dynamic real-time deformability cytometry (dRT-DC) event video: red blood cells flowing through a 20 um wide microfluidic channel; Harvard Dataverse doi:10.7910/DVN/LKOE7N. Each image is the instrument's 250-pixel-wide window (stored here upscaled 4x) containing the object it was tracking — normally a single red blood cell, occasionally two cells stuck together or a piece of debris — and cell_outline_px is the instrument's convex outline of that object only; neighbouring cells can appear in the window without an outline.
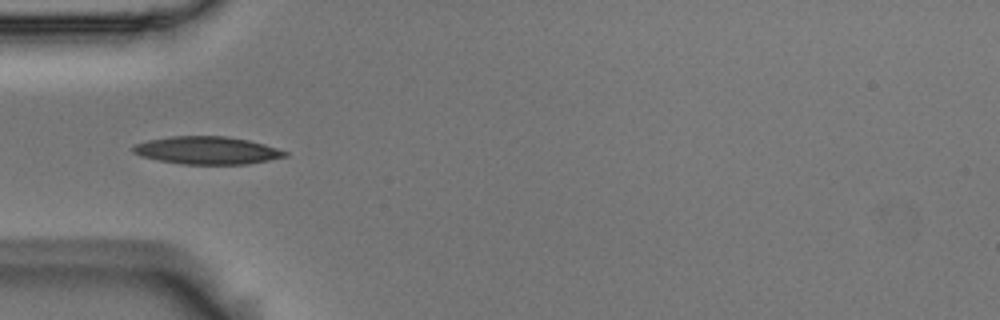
{"species": "Egyptian fruit bat (a non-hibernating species)", "species_latin": "Rousettus aegyptiacus", "temperature_condition": "room temperature", "stored_images_in_passage": 8, "camera_frame_rate_fps": 3000, "um_per_image_px": 0.085, "animal": {"sex": "male"}, "frame": {"image": 1, "passage_image": 2, "time_ms": 0.333, "image_size_px": [1000, 320], "cell_outline_px": [[288, 156], [248, 164], [180, 164], [140, 156], [132, 152], [132, 148], [136, 144], [148, 140], [172, 136], [224, 136], [248, 140], [264, 144], [288, 152]], "centroid_in_image_um": [17.6, 12.78], "position_along_channel_um": 67.4, "area_um2": 24.39}}
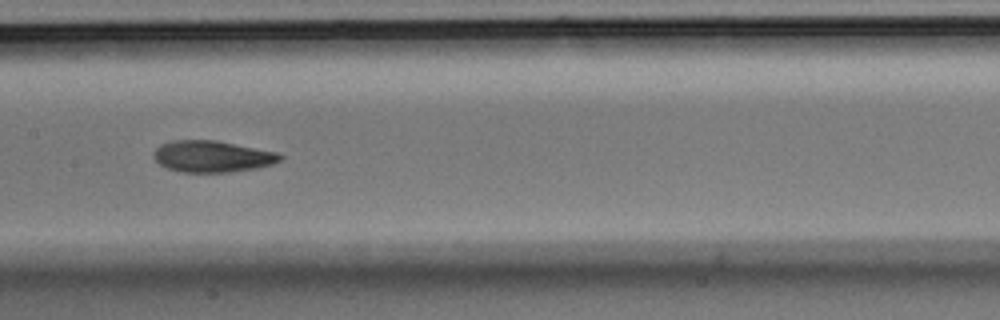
{"frame": {"image": 2, "passage_image": 5, "time_ms": 1.333, "image_size_px": [1000, 320], "cell_outline_px": [[284, 156], [280, 160], [272, 164], [256, 168], [228, 172], [184, 172], [168, 168], [160, 164], [152, 156], [152, 152], [160, 144], [176, 140], [216, 140], [280, 152]], "centroid_in_image_um": [18.06, 13.28], "position_along_channel_um": 189.3, "area_um2": 23.29}}
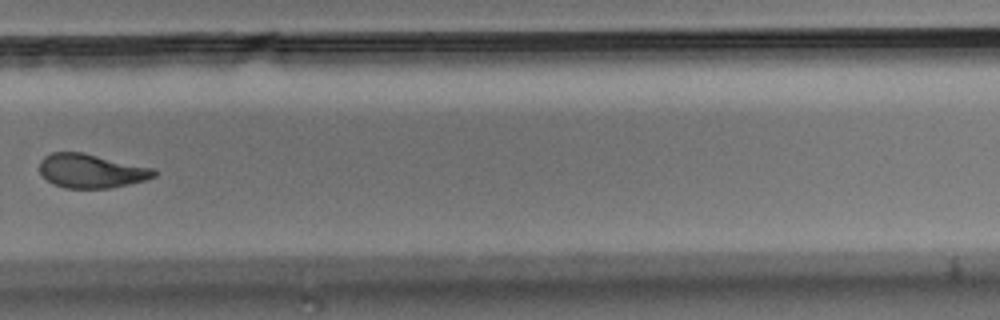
{"frame": {"image": 3, "passage_image": 8, "time_ms": 2.333, "image_size_px": [1000, 320], "cell_outline_px": [[156, 176], [144, 180], [112, 188], [64, 188], [52, 184], [40, 172], [40, 160], [44, 156], [52, 152], [80, 152], [156, 168]], "centroid_in_image_um": [7.76, 14.53], "position_along_channel_um": 322.0, "area_um2": 22.66}}